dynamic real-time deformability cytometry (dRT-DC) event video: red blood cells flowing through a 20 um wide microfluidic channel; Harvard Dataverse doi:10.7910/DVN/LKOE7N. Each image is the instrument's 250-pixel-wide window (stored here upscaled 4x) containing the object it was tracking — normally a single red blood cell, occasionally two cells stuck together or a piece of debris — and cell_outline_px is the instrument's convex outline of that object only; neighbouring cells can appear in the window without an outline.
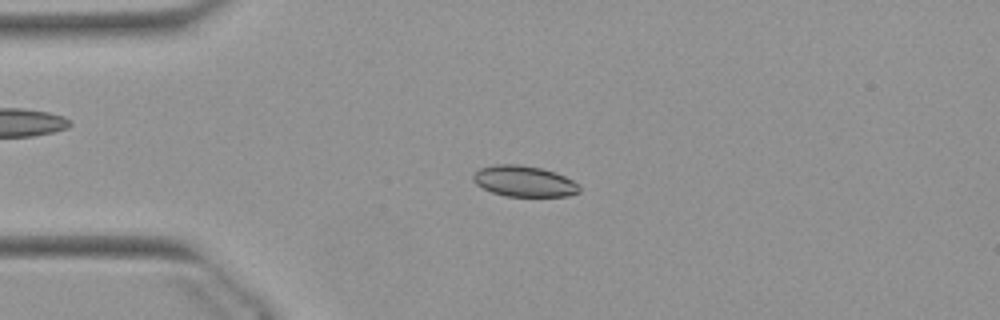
{"species": "Egyptian fruit bat (a non-hibernating species)", "species_latin": "Rousettus aegyptiacus", "temperature_condition": "warm", "stored_images_in_passage": 34, "camera_frame_rate_fps": 3000, "um_per_image_px": 0.085, "animal": {"sex": "female"}, "frame": {"image": 1, "passage_image": 5, "time_ms": 1.333, "image_size_px": [1000, 320], "cell_outline_px": [[580, 192], [568, 196], [504, 196], [492, 192], [476, 184], [472, 180], [472, 176], [480, 168], [496, 164], [520, 164], [540, 168], [556, 172], [572, 180], [580, 188]], "centroid_in_image_um": [44.53, 15.4], "position_along_channel_um": 40.5, "area_um2": 19.07}}
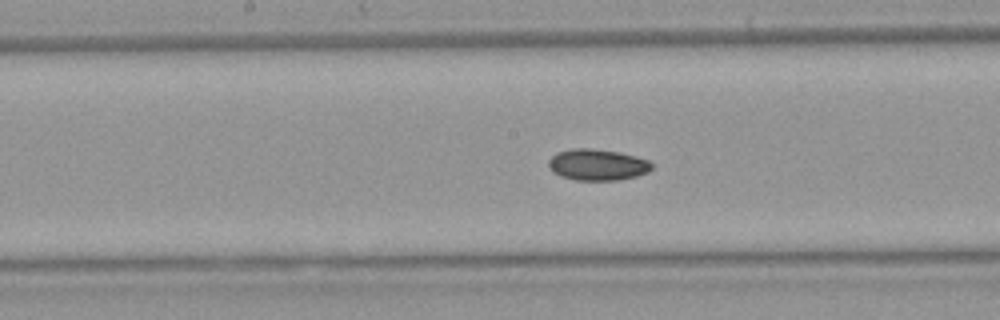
{"frame": {"image": 2, "passage_image": 19, "time_ms": 6.0, "image_size_px": [1000, 320], "cell_outline_px": [[652, 168], [648, 172], [636, 176], [620, 180], [576, 180], [560, 176], [552, 172], [548, 164], [548, 160], [556, 152], [572, 148], [592, 148], [620, 152], [636, 156], [648, 160], [652, 164]], "centroid_in_image_um": [50.76, 13.99], "position_along_channel_um": 197.4, "area_um2": 19.02}}
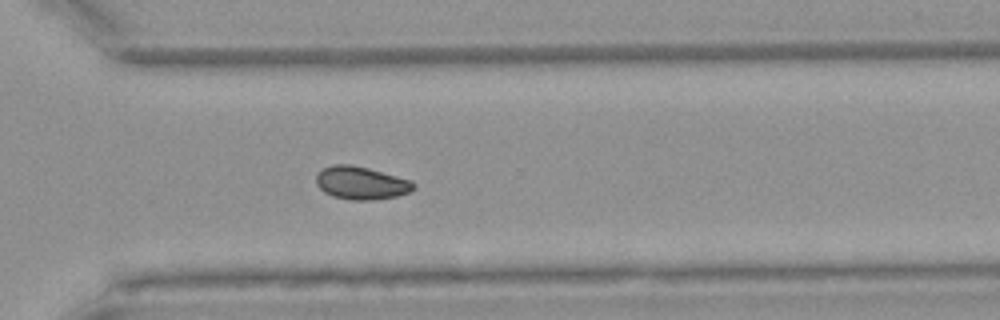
{"frame": {"image": 3, "passage_image": 30, "time_ms": 9.667, "image_size_px": [1000, 320], "cell_outline_px": [[416, 188], [408, 192], [396, 196], [372, 200], [348, 200], [332, 196], [324, 192], [316, 184], [316, 176], [324, 168], [332, 164], [352, 164], [368, 168], [412, 180], [416, 184]], "centroid_in_image_um": [30.7, 15.55], "position_along_channel_um": 339.9, "area_um2": 18.79}}